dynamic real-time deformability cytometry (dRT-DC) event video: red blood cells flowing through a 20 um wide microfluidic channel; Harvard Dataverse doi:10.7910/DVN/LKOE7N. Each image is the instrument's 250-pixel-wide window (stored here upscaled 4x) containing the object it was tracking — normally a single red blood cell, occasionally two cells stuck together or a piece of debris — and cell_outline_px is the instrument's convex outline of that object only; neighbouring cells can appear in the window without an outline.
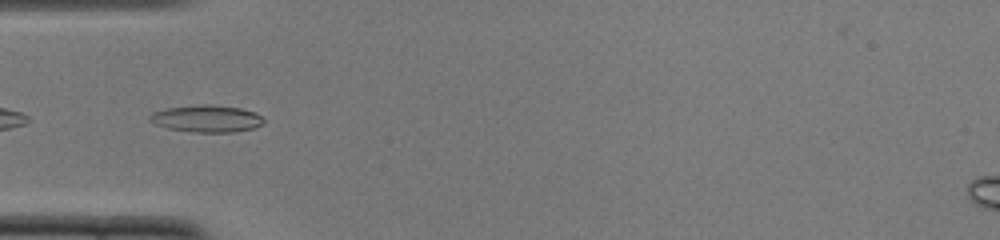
{"species": "common noctule bat (a hibernating species)", "species_latin": "Nyctalus noctula", "temperature_condition": "cold", "stored_images_in_passage": 39, "camera_frame_rate_fps": 3000, "um_per_image_px": 0.085, "animal": {"sex": "female", "body_mass_g": 22.0, "forearm_length_mm": 56.7}, "frame": {"image": 1, "passage_image": 4, "time_ms": 1.0, "image_size_px": [1000, 240], "cell_outline_px": [[264, 120], [260, 124], [252, 128], [232, 132], [192, 132], [168, 128], [156, 124], [148, 120], [148, 116], [152, 112], [168, 108], [200, 104], [212, 104], [240, 108], [256, 112]], "centroid_in_image_um": [17.53, 10.07], "position_along_channel_um": 67.5, "area_um2": 17.86}}
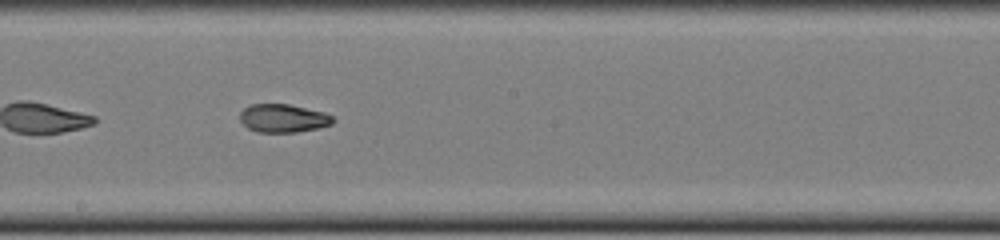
{"frame": {"image": 2, "passage_image": 16, "time_ms": 5.0, "image_size_px": [1000, 240], "cell_outline_px": [[336, 120], [332, 124], [316, 128], [296, 132], [256, 132], [248, 128], [240, 120], [240, 112], [244, 108], [252, 104], [288, 104], [324, 112], [332, 116]], "centroid_in_image_um": [24.07, 10.05], "position_along_channel_um": 224.1, "area_um2": 15.26}}
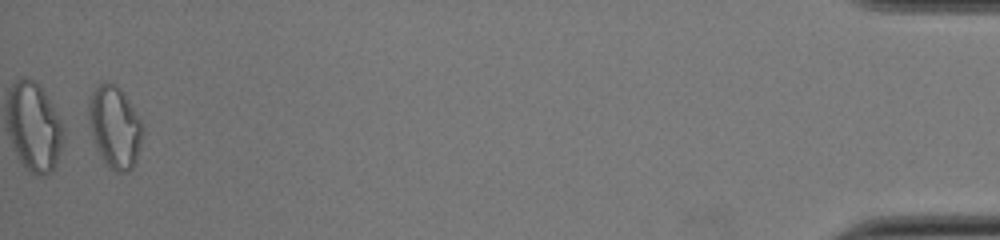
{"frame": {"image": 3, "passage_image": 38, "time_ms": 12.333, "image_size_px": [1000, 240], "cell_outline_px": [[144, 132], [136, 164], [128, 172], [116, 172], [104, 160], [96, 148], [92, 136], [88, 120], [88, 100], [92, 88], [100, 80], [108, 80], [116, 84], [124, 92], [140, 120]], "centroid_in_image_um": [9.74, 10.72], "position_along_channel_um": 425.5, "area_um2": 26.36}, "authors_computed_cell_mechanics": {"area_um2": 16.8198, "velocity_mm_per_s": 3.9233, "shape_relaxation_time_tau1_ms": null, "shape_relaxation_time_tau2_ms": 2.5853, "deformation_change_tau1": null, "deformation_change_tau2": 0.0842}}